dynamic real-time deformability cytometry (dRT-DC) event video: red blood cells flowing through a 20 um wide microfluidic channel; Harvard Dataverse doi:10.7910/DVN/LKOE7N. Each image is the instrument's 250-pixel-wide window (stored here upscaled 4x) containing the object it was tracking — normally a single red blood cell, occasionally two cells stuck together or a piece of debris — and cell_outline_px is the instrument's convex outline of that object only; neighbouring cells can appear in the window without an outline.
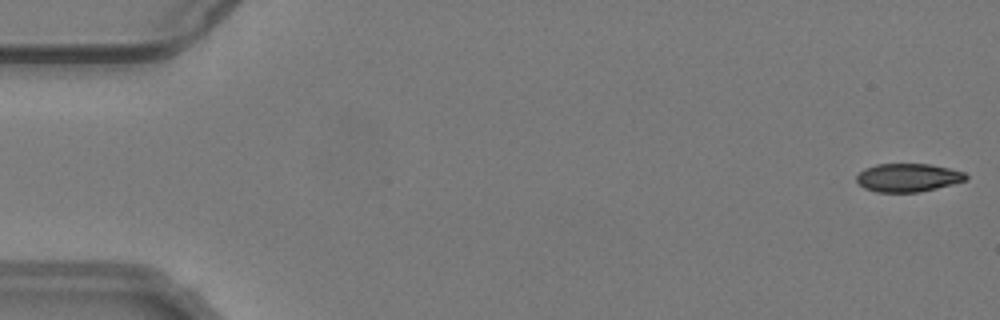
{"species": "common noctule bat (a hibernating species)", "species_latin": "Nyctalus noctula", "temperature_condition": "warm", "stored_images_in_passage": 55, "camera_frame_rate_fps": 3000, "um_per_image_px": 0.085, "animal": {"sex": "male", "body_mass_g": 19.2, "forearm_length_mm": 51.8}, "frame": {"image": 1, "passage_image": 1, "time_ms": 0.0, "image_size_px": [1000, 320], "cell_outline_px": [[968, 180], [920, 192], [876, 192], [864, 188], [856, 180], [856, 176], [864, 168], [876, 164], [932, 164], [964, 172], [968, 176]], "centroid_in_image_um": [77.18, 15.09], "position_along_channel_um": 7.8, "area_um2": 18.09}}
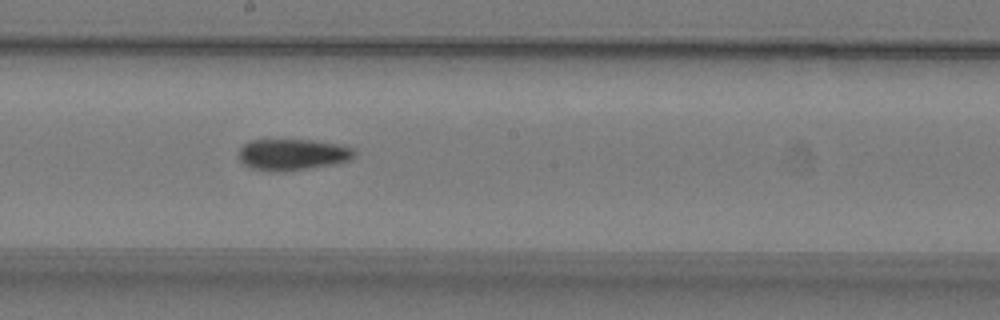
{"frame": {"image": 2, "passage_image": 30, "time_ms": 9.667, "image_size_px": [1000, 320], "cell_outline_px": [[356, 156], [348, 160], [336, 164], [284, 172], [276, 172], [252, 168], [244, 164], [240, 160], [240, 148], [248, 140], [316, 140], [336, 144], [352, 148], [356, 152]], "centroid_in_image_um": [24.88, 13.14], "position_along_channel_um": 223.3, "area_um2": 21.15}}
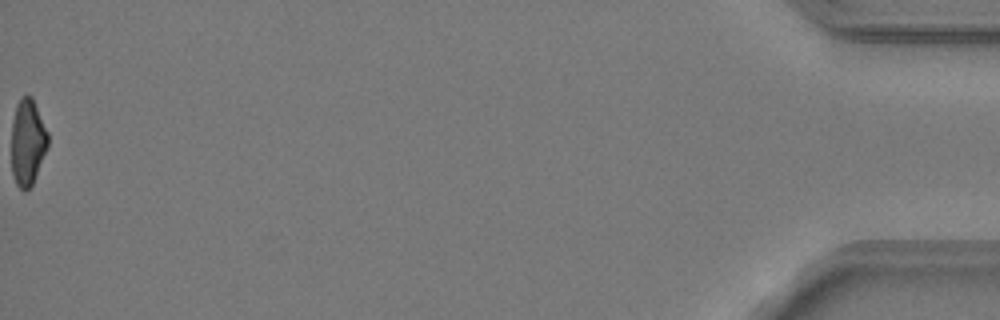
{"frame": {"image": 3, "passage_image": 55, "time_ms": 18.0, "image_size_px": [1000, 320], "cell_outline_px": [[48, 148], [36, 176], [32, 184], [24, 192], [16, 184], [12, 176], [12, 120], [16, 104], [20, 96], [28, 92], [32, 96], [48, 132]], "centroid_in_image_um": [2.35, 12.04], "position_along_channel_um": 432.9, "area_um2": 18.73}, "authors_computed_cell_mechanics": {"area_um2": 20.23, "velocity_mm_per_s": 3.7892, "shape_relaxation_time_tau1_ms": 9.3097, "shape_relaxation_time_tau2_ms": 7.0492, "deformation_change_tau1": 0.26, "deformation_change_tau2": 0.1547}}